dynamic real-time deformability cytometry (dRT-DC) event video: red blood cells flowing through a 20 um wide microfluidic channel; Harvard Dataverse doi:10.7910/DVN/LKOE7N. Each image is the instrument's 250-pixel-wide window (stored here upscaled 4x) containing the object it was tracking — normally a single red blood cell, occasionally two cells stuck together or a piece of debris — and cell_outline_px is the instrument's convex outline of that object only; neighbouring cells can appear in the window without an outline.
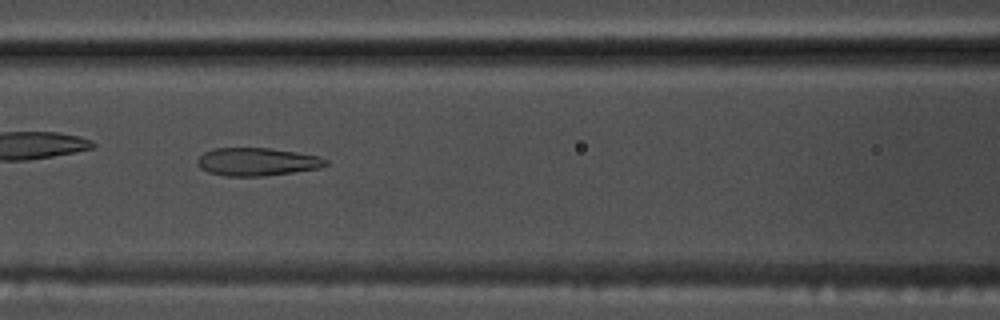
{"species": "common noctule bat (a hibernating species)", "species_latin": "Nyctalus noctula", "temperature_condition": "warm", "stored_images_in_passage": 53, "camera_frame_rate_fps": 3000, "um_per_image_px": 0.085, "animal": {"sex": "male", "body_mass_g": 17.5, "forearm_length_mm": 52.3}, "frame": {"image": 1, "passage_image": 23, "time_ms": 7.333, "image_size_px": [1000, 320], "cell_outline_px": [[328, 164], [320, 168], [264, 176], [224, 176], [208, 172], [200, 168], [196, 160], [204, 152], [212, 148], [268, 148], [296, 152], [320, 156], [328, 160]], "centroid_in_image_um": [21.84, 13.75], "position_along_channel_um": 144.8, "area_um2": 20.98}, "authors_computed_cell_mechanics": {"area_um2": 23.5246, "velocity_mm_per_s": 3.6979, "shape_relaxation_time_tau1_ms": null, "shape_relaxation_time_tau2_ms": 1.3998, "deformation_change_tau1": null, "deformation_change_tau2": 0.0943}}